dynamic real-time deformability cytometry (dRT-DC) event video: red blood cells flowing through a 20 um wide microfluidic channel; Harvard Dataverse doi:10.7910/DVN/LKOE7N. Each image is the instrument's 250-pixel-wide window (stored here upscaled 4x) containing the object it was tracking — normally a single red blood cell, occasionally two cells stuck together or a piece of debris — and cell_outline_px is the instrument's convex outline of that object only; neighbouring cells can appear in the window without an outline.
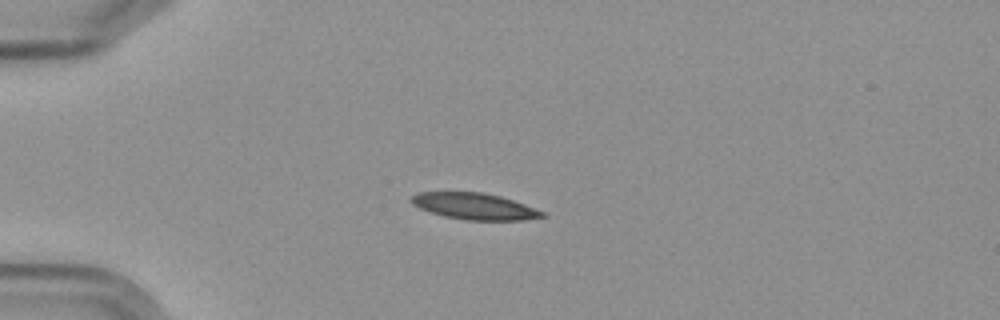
{"species": "Egyptian fruit bat (a non-hibernating species)", "species_latin": "Rousettus aegyptiacus", "temperature_condition": "cold", "stored_images_in_passage": 5, "camera_frame_rate_fps": 3000, "um_per_image_px": 0.085, "frame": {"image": 1, "passage_image": 3, "time_ms": 3.0, "image_size_px": [1000, 320], "cell_outline_px": [[548, 216], [524, 220], [468, 220], [444, 216], [420, 208], [412, 204], [408, 200], [416, 192], [484, 192], [500, 196], [524, 204], [544, 212]], "centroid_in_image_um": [40.32, 17.53], "position_along_channel_um": 44.7, "area_um2": 20.11}}
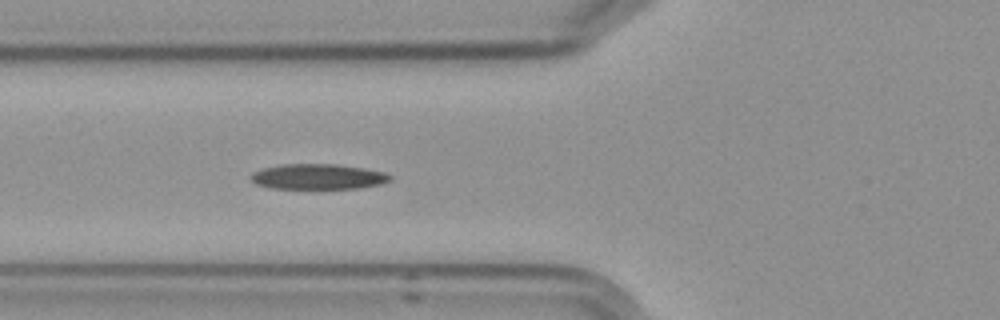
{"frame": {"image": 2, "passage_image": 5, "time_ms": 5.333, "image_size_px": [1000, 320], "cell_outline_px": [[392, 180], [380, 184], [360, 188], [272, 188], [256, 184], [252, 180], [252, 172], [264, 168], [280, 164], [336, 164], [364, 168], [384, 172], [392, 176]], "centroid_in_image_um": [27.06, 15.01], "position_along_channel_um": 98.7, "area_um2": 20.46}}